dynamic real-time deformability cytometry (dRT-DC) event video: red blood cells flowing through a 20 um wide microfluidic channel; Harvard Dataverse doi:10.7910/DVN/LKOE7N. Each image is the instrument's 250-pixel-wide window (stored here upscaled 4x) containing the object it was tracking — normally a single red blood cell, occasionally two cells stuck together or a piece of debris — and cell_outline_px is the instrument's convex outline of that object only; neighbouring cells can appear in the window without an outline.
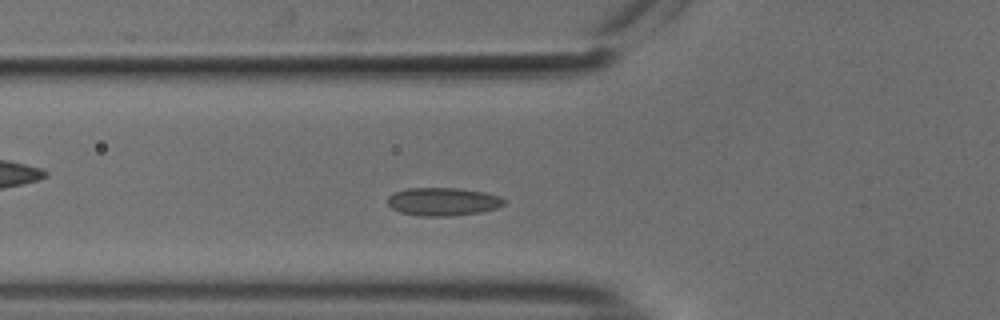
{"species": "common noctule bat (a hibernating species)", "species_latin": "Nyctalus noctula", "temperature_condition": "cold", "stored_images_in_passage": 47, "camera_frame_rate_fps": 3000, "um_per_image_px": 0.085, "animal": {"sex": "male", "body_mass_g": 18.8}, "frame": {"image": 1, "passage_image": 11, "time_ms": 3.333, "image_size_px": [1000, 320], "cell_outline_px": [[504, 204], [496, 208], [480, 212], [448, 216], [420, 216], [400, 212], [392, 208], [388, 204], [388, 196], [392, 192], [408, 188], [460, 188], [484, 192], [500, 196], [504, 200]], "centroid_in_image_um": [37.62, 17.13], "position_along_channel_um": 88.2, "area_um2": 19.07}}
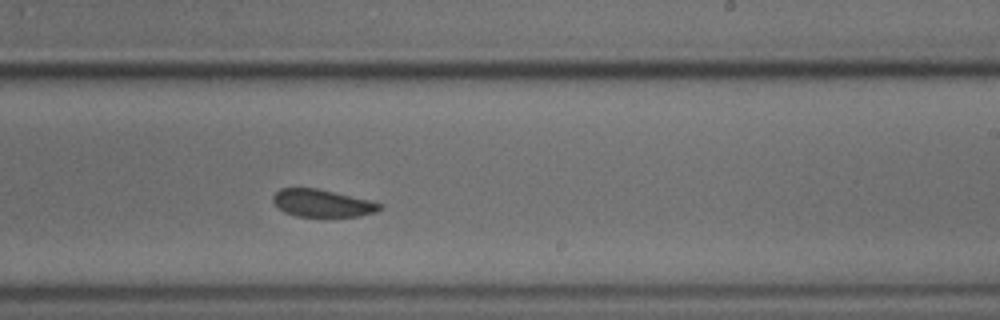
{"frame": {"image": 2, "passage_image": 25, "time_ms": 8.0, "image_size_px": [1000, 320], "cell_outline_px": [[384, 208], [376, 212], [360, 216], [296, 216], [284, 212], [272, 200], [272, 196], [280, 188], [316, 188], [372, 200], [380, 204]], "centroid_in_image_um": [27.42, 17.26], "position_along_channel_um": 261.6, "area_um2": 17.05}}
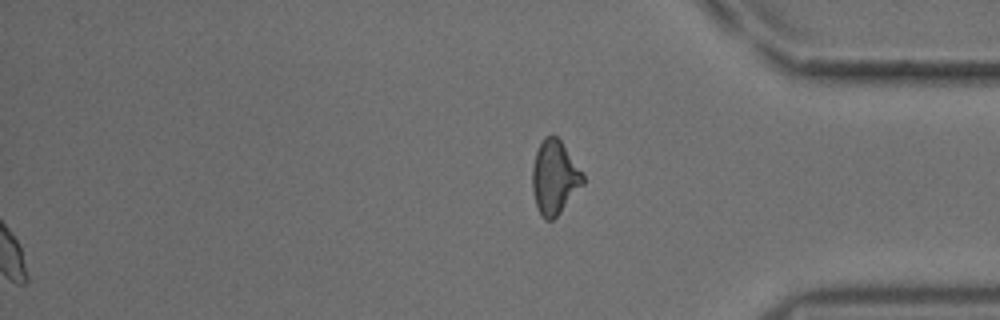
{"frame": {"image": 3, "passage_image": 47, "time_ms": 15.333, "image_size_px": [1000, 320], "cell_outline_px": [[584, 184], [560, 212], [552, 220], [544, 220], [536, 204], [532, 188], [532, 168], [536, 152], [544, 136], [556, 136], [560, 140], [584, 176]], "centroid_in_image_um": [47.12, 15.09], "position_along_channel_um": 388.1, "area_um2": 21.33}, "authors_computed_cell_mechanics": {"area_um2": 18.1492, "velocity_mm_per_s": 3.7124, "shape_relaxation_time_tau1_ms": null, "shape_relaxation_time_tau2_ms": 3.2162, "deformation_change_tau1": null, "deformation_change_tau2": 0.0567}}